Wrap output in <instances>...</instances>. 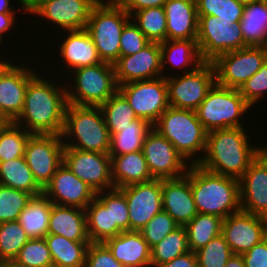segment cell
Returning <instances> with one entry per match:
<instances>
[{
    "mask_svg": "<svg viewBox=\"0 0 267 267\" xmlns=\"http://www.w3.org/2000/svg\"><path fill=\"white\" fill-rule=\"evenodd\" d=\"M63 73L69 78H65ZM61 74L64 77L63 81H67L66 85L68 84V104L100 106L118 91L114 65L107 62L81 67L69 74L64 71Z\"/></svg>",
    "mask_w": 267,
    "mask_h": 267,
    "instance_id": "cell-6",
    "label": "cell"
},
{
    "mask_svg": "<svg viewBox=\"0 0 267 267\" xmlns=\"http://www.w3.org/2000/svg\"><path fill=\"white\" fill-rule=\"evenodd\" d=\"M64 144L56 134H32L25 147L24 158L37 184L44 189L63 163Z\"/></svg>",
    "mask_w": 267,
    "mask_h": 267,
    "instance_id": "cell-13",
    "label": "cell"
},
{
    "mask_svg": "<svg viewBox=\"0 0 267 267\" xmlns=\"http://www.w3.org/2000/svg\"><path fill=\"white\" fill-rule=\"evenodd\" d=\"M9 267H53L45 238L29 239Z\"/></svg>",
    "mask_w": 267,
    "mask_h": 267,
    "instance_id": "cell-42",
    "label": "cell"
},
{
    "mask_svg": "<svg viewBox=\"0 0 267 267\" xmlns=\"http://www.w3.org/2000/svg\"><path fill=\"white\" fill-rule=\"evenodd\" d=\"M53 267H85L86 254L91 241H71L62 235L45 237Z\"/></svg>",
    "mask_w": 267,
    "mask_h": 267,
    "instance_id": "cell-30",
    "label": "cell"
},
{
    "mask_svg": "<svg viewBox=\"0 0 267 267\" xmlns=\"http://www.w3.org/2000/svg\"><path fill=\"white\" fill-rule=\"evenodd\" d=\"M239 91L251 107L264 99L267 95V61L244 83Z\"/></svg>",
    "mask_w": 267,
    "mask_h": 267,
    "instance_id": "cell-48",
    "label": "cell"
},
{
    "mask_svg": "<svg viewBox=\"0 0 267 267\" xmlns=\"http://www.w3.org/2000/svg\"><path fill=\"white\" fill-rule=\"evenodd\" d=\"M122 267H152L151 264L126 265Z\"/></svg>",
    "mask_w": 267,
    "mask_h": 267,
    "instance_id": "cell-62",
    "label": "cell"
},
{
    "mask_svg": "<svg viewBox=\"0 0 267 267\" xmlns=\"http://www.w3.org/2000/svg\"><path fill=\"white\" fill-rule=\"evenodd\" d=\"M87 232L92 243H104L123 231L112 225L111 205H103L96 197L86 207Z\"/></svg>",
    "mask_w": 267,
    "mask_h": 267,
    "instance_id": "cell-34",
    "label": "cell"
},
{
    "mask_svg": "<svg viewBox=\"0 0 267 267\" xmlns=\"http://www.w3.org/2000/svg\"><path fill=\"white\" fill-rule=\"evenodd\" d=\"M190 184L197 212L226 218L241 210L239 179L190 165Z\"/></svg>",
    "mask_w": 267,
    "mask_h": 267,
    "instance_id": "cell-3",
    "label": "cell"
},
{
    "mask_svg": "<svg viewBox=\"0 0 267 267\" xmlns=\"http://www.w3.org/2000/svg\"><path fill=\"white\" fill-rule=\"evenodd\" d=\"M267 61V47L248 46L219 55L212 63L216 83L240 89Z\"/></svg>",
    "mask_w": 267,
    "mask_h": 267,
    "instance_id": "cell-11",
    "label": "cell"
},
{
    "mask_svg": "<svg viewBox=\"0 0 267 267\" xmlns=\"http://www.w3.org/2000/svg\"><path fill=\"white\" fill-rule=\"evenodd\" d=\"M163 7L166 40L197 39L199 18L196 0H167Z\"/></svg>",
    "mask_w": 267,
    "mask_h": 267,
    "instance_id": "cell-25",
    "label": "cell"
},
{
    "mask_svg": "<svg viewBox=\"0 0 267 267\" xmlns=\"http://www.w3.org/2000/svg\"><path fill=\"white\" fill-rule=\"evenodd\" d=\"M152 125L146 120L137 118L130 125L120 128V132L111 136L109 156L124 155L141 151L146 134Z\"/></svg>",
    "mask_w": 267,
    "mask_h": 267,
    "instance_id": "cell-35",
    "label": "cell"
},
{
    "mask_svg": "<svg viewBox=\"0 0 267 267\" xmlns=\"http://www.w3.org/2000/svg\"><path fill=\"white\" fill-rule=\"evenodd\" d=\"M32 197L26 192L0 185V223L17 220Z\"/></svg>",
    "mask_w": 267,
    "mask_h": 267,
    "instance_id": "cell-46",
    "label": "cell"
},
{
    "mask_svg": "<svg viewBox=\"0 0 267 267\" xmlns=\"http://www.w3.org/2000/svg\"><path fill=\"white\" fill-rule=\"evenodd\" d=\"M95 197L103 205H111L112 225H117L123 232L130 231L128 204L125 194L119 188L99 191Z\"/></svg>",
    "mask_w": 267,
    "mask_h": 267,
    "instance_id": "cell-44",
    "label": "cell"
},
{
    "mask_svg": "<svg viewBox=\"0 0 267 267\" xmlns=\"http://www.w3.org/2000/svg\"><path fill=\"white\" fill-rule=\"evenodd\" d=\"M126 197L130 231H140L156 214L163 211L161 179L119 188Z\"/></svg>",
    "mask_w": 267,
    "mask_h": 267,
    "instance_id": "cell-17",
    "label": "cell"
},
{
    "mask_svg": "<svg viewBox=\"0 0 267 267\" xmlns=\"http://www.w3.org/2000/svg\"><path fill=\"white\" fill-rule=\"evenodd\" d=\"M6 55L0 58V79L5 75V73L15 64L14 61L11 63L10 60H6Z\"/></svg>",
    "mask_w": 267,
    "mask_h": 267,
    "instance_id": "cell-59",
    "label": "cell"
},
{
    "mask_svg": "<svg viewBox=\"0 0 267 267\" xmlns=\"http://www.w3.org/2000/svg\"><path fill=\"white\" fill-rule=\"evenodd\" d=\"M252 107L242 97L239 89L215 83L206 98L195 110L198 120L209 132L217 129L245 127L242 117ZM242 116V117H241Z\"/></svg>",
    "mask_w": 267,
    "mask_h": 267,
    "instance_id": "cell-8",
    "label": "cell"
},
{
    "mask_svg": "<svg viewBox=\"0 0 267 267\" xmlns=\"http://www.w3.org/2000/svg\"><path fill=\"white\" fill-rule=\"evenodd\" d=\"M195 253L198 267H225L233 255L230 246L221 234Z\"/></svg>",
    "mask_w": 267,
    "mask_h": 267,
    "instance_id": "cell-45",
    "label": "cell"
},
{
    "mask_svg": "<svg viewBox=\"0 0 267 267\" xmlns=\"http://www.w3.org/2000/svg\"><path fill=\"white\" fill-rule=\"evenodd\" d=\"M85 267H122L104 243H90Z\"/></svg>",
    "mask_w": 267,
    "mask_h": 267,
    "instance_id": "cell-50",
    "label": "cell"
},
{
    "mask_svg": "<svg viewBox=\"0 0 267 267\" xmlns=\"http://www.w3.org/2000/svg\"><path fill=\"white\" fill-rule=\"evenodd\" d=\"M113 65L118 86L162 77L160 43L150 42L133 55L120 56Z\"/></svg>",
    "mask_w": 267,
    "mask_h": 267,
    "instance_id": "cell-18",
    "label": "cell"
},
{
    "mask_svg": "<svg viewBox=\"0 0 267 267\" xmlns=\"http://www.w3.org/2000/svg\"><path fill=\"white\" fill-rule=\"evenodd\" d=\"M61 137L68 148L105 154L110 149V132L99 106L67 104Z\"/></svg>",
    "mask_w": 267,
    "mask_h": 267,
    "instance_id": "cell-5",
    "label": "cell"
},
{
    "mask_svg": "<svg viewBox=\"0 0 267 267\" xmlns=\"http://www.w3.org/2000/svg\"><path fill=\"white\" fill-rule=\"evenodd\" d=\"M197 45L200 57L213 62L219 55L244 48L240 22L220 20V17L198 16Z\"/></svg>",
    "mask_w": 267,
    "mask_h": 267,
    "instance_id": "cell-10",
    "label": "cell"
},
{
    "mask_svg": "<svg viewBox=\"0 0 267 267\" xmlns=\"http://www.w3.org/2000/svg\"><path fill=\"white\" fill-rule=\"evenodd\" d=\"M48 234L62 235L71 241H90L86 211L73 206L52 204Z\"/></svg>",
    "mask_w": 267,
    "mask_h": 267,
    "instance_id": "cell-27",
    "label": "cell"
},
{
    "mask_svg": "<svg viewBox=\"0 0 267 267\" xmlns=\"http://www.w3.org/2000/svg\"><path fill=\"white\" fill-rule=\"evenodd\" d=\"M43 73L41 76L38 72L29 81L23 110L14 123L31 134L61 136L68 104L66 82L63 84L61 80H52L50 72L49 77Z\"/></svg>",
    "mask_w": 267,
    "mask_h": 267,
    "instance_id": "cell-1",
    "label": "cell"
},
{
    "mask_svg": "<svg viewBox=\"0 0 267 267\" xmlns=\"http://www.w3.org/2000/svg\"><path fill=\"white\" fill-rule=\"evenodd\" d=\"M240 27L244 38V48L267 47V0L245 5Z\"/></svg>",
    "mask_w": 267,
    "mask_h": 267,
    "instance_id": "cell-31",
    "label": "cell"
},
{
    "mask_svg": "<svg viewBox=\"0 0 267 267\" xmlns=\"http://www.w3.org/2000/svg\"><path fill=\"white\" fill-rule=\"evenodd\" d=\"M15 17H16V13H0V45L1 46L4 42L3 37L5 36V33H7L8 31L10 32L11 29H12L11 31H13L14 28L12 27H17L15 26L16 24L15 22H17Z\"/></svg>",
    "mask_w": 267,
    "mask_h": 267,
    "instance_id": "cell-54",
    "label": "cell"
},
{
    "mask_svg": "<svg viewBox=\"0 0 267 267\" xmlns=\"http://www.w3.org/2000/svg\"><path fill=\"white\" fill-rule=\"evenodd\" d=\"M0 185L31 194H43L24 157L0 162Z\"/></svg>",
    "mask_w": 267,
    "mask_h": 267,
    "instance_id": "cell-33",
    "label": "cell"
},
{
    "mask_svg": "<svg viewBox=\"0 0 267 267\" xmlns=\"http://www.w3.org/2000/svg\"><path fill=\"white\" fill-rule=\"evenodd\" d=\"M99 107L110 136L120 132V128L130 125L133 120L137 119L128 100L119 90Z\"/></svg>",
    "mask_w": 267,
    "mask_h": 267,
    "instance_id": "cell-37",
    "label": "cell"
},
{
    "mask_svg": "<svg viewBox=\"0 0 267 267\" xmlns=\"http://www.w3.org/2000/svg\"><path fill=\"white\" fill-rule=\"evenodd\" d=\"M165 78L168 88L169 106L196 110L216 83V72L212 62H203L195 70Z\"/></svg>",
    "mask_w": 267,
    "mask_h": 267,
    "instance_id": "cell-9",
    "label": "cell"
},
{
    "mask_svg": "<svg viewBox=\"0 0 267 267\" xmlns=\"http://www.w3.org/2000/svg\"><path fill=\"white\" fill-rule=\"evenodd\" d=\"M239 182L241 210L267 218V169L254 160Z\"/></svg>",
    "mask_w": 267,
    "mask_h": 267,
    "instance_id": "cell-24",
    "label": "cell"
},
{
    "mask_svg": "<svg viewBox=\"0 0 267 267\" xmlns=\"http://www.w3.org/2000/svg\"><path fill=\"white\" fill-rule=\"evenodd\" d=\"M53 202L44 194L34 196L21 211L17 221L30 239L45 238Z\"/></svg>",
    "mask_w": 267,
    "mask_h": 267,
    "instance_id": "cell-32",
    "label": "cell"
},
{
    "mask_svg": "<svg viewBox=\"0 0 267 267\" xmlns=\"http://www.w3.org/2000/svg\"><path fill=\"white\" fill-rule=\"evenodd\" d=\"M43 194L54 204L85 210L95 198L96 192L62 163L44 187Z\"/></svg>",
    "mask_w": 267,
    "mask_h": 267,
    "instance_id": "cell-19",
    "label": "cell"
},
{
    "mask_svg": "<svg viewBox=\"0 0 267 267\" xmlns=\"http://www.w3.org/2000/svg\"><path fill=\"white\" fill-rule=\"evenodd\" d=\"M223 220L216 215L198 213L185 225L189 250L196 252L213 238L219 236Z\"/></svg>",
    "mask_w": 267,
    "mask_h": 267,
    "instance_id": "cell-36",
    "label": "cell"
},
{
    "mask_svg": "<svg viewBox=\"0 0 267 267\" xmlns=\"http://www.w3.org/2000/svg\"><path fill=\"white\" fill-rule=\"evenodd\" d=\"M160 49L162 77L164 78L170 76L167 74L171 68L172 71L180 69L183 74L195 70L204 62L200 57L197 39L166 40L160 43Z\"/></svg>",
    "mask_w": 267,
    "mask_h": 267,
    "instance_id": "cell-26",
    "label": "cell"
},
{
    "mask_svg": "<svg viewBox=\"0 0 267 267\" xmlns=\"http://www.w3.org/2000/svg\"><path fill=\"white\" fill-rule=\"evenodd\" d=\"M190 251L185 226H179L151 248V266L158 267Z\"/></svg>",
    "mask_w": 267,
    "mask_h": 267,
    "instance_id": "cell-38",
    "label": "cell"
},
{
    "mask_svg": "<svg viewBox=\"0 0 267 267\" xmlns=\"http://www.w3.org/2000/svg\"><path fill=\"white\" fill-rule=\"evenodd\" d=\"M255 160L260 163L264 168L267 169V145H266V140L265 144L263 146H259L256 144L255 145Z\"/></svg>",
    "mask_w": 267,
    "mask_h": 267,
    "instance_id": "cell-56",
    "label": "cell"
},
{
    "mask_svg": "<svg viewBox=\"0 0 267 267\" xmlns=\"http://www.w3.org/2000/svg\"><path fill=\"white\" fill-rule=\"evenodd\" d=\"M152 128L165 137L190 165H197L203 158L207 131L195 110L169 106Z\"/></svg>",
    "mask_w": 267,
    "mask_h": 267,
    "instance_id": "cell-4",
    "label": "cell"
},
{
    "mask_svg": "<svg viewBox=\"0 0 267 267\" xmlns=\"http://www.w3.org/2000/svg\"><path fill=\"white\" fill-rule=\"evenodd\" d=\"M29 239L17 220L0 223V265L10 264Z\"/></svg>",
    "mask_w": 267,
    "mask_h": 267,
    "instance_id": "cell-40",
    "label": "cell"
},
{
    "mask_svg": "<svg viewBox=\"0 0 267 267\" xmlns=\"http://www.w3.org/2000/svg\"><path fill=\"white\" fill-rule=\"evenodd\" d=\"M0 79V108L14 122L21 114L29 81L38 73L34 66L18 62ZM33 67V68H32ZM36 70V72H35Z\"/></svg>",
    "mask_w": 267,
    "mask_h": 267,
    "instance_id": "cell-21",
    "label": "cell"
},
{
    "mask_svg": "<svg viewBox=\"0 0 267 267\" xmlns=\"http://www.w3.org/2000/svg\"><path fill=\"white\" fill-rule=\"evenodd\" d=\"M245 127L207 132L206 150L198 165L215 174L240 179L255 160V144Z\"/></svg>",
    "mask_w": 267,
    "mask_h": 267,
    "instance_id": "cell-2",
    "label": "cell"
},
{
    "mask_svg": "<svg viewBox=\"0 0 267 267\" xmlns=\"http://www.w3.org/2000/svg\"><path fill=\"white\" fill-rule=\"evenodd\" d=\"M104 244L122 265L151 264V248L140 231H125Z\"/></svg>",
    "mask_w": 267,
    "mask_h": 267,
    "instance_id": "cell-28",
    "label": "cell"
},
{
    "mask_svg": "<svg viewBox=\"0 0 267 267\" xmlns=\"http://www.w3.org/2000/svg\"><path fill=\"white\" fill-rule=\"evenodd\" d=\"M45 1L48 0H21V7L20 11H23L22 13H28V15L32 14L40 5H42Z\"/></svg>",
    "mask_w": 267,
    "mask_h": 267,
    "instance_id": "cell-55",
    "label": "cell"
},
{
    "mask_svg": "<svg viewBox=\"0 0 267 267\" xmlns=\"http://www.w3.org/2000/svg\"><path fill=\"white\" fill-rule=\"evenodd\" d=\"M131 16L117 2H98L92 9L86 30L102 62L114 64L120 57V37Z\"/></svg>",
    "mask_w": 267,
    "mask_h": 267,
    "instance_id": "cell-7",
    "label": "cell"
},
{
    "mask_svg": "<svg viewBox=\"0 0 267 267\" xmlns=\"http://www.w3.org/2000/svg\"><path fill=\"white\" fill-rule=\"evenodd\" d=\"M32 134L11 122L0 128V162L24 157L26 143Z\"/></svg>",
    "mask_w": 267,
    "mask_h": 267,
    "instance_id": "cell-41",
    "label": "cell"
},
{
    "mask_svg": "<svg viewBox=\"0 0 267 267\" xmlns=\"http://www.w3.org/2000/svg\"><path fill=\"white\" fill-rule=\"evenodd\" d=\"M150 41L131 19L120 37V56L133 55L142 50Z\"/></svg>",
    "mask_w": 267,
    "mask_h": 267,
    "instance_id": "cell-49",
    "label": "cell"
},
{
    "mask_svg": "<svg viewBox=\"0 0 267 267\" xmlns=\"http://www.w3.org/2000/svg\"><path fill=\"white\" fill-rule=\"evenodd\" d=\"M241 256L245 267H267V237Z\"/></svg>",
    "mask_w": 267,
    "mask_h": 267,
    "instance_id": "cell-51",
    "label": "cell"
},
{
    "mask_svg": "<svg viewBox=\"0 0 267 267\" xmlns=\"http://www.w3.org/2000/svg\"><path fill=\"white\" fill-rule=\"evenodd\" d=\"M163 211L180 226H185L197 214L190 184V167L177 179H161Z\"/></svg>",
    "mask_w": 267,
    "mask_h": 267,
    "instance_id": "cell-23",
    "label": "cell"
},
{
    "mask_svg": "<svg viewBox=\"0 0 267 267\" xmlns=\"http://www.w3.org/2000/svg\"><path fill=\"white\" fill-rule=\"evenodd\" d=\"M237 2L241 3L242 5H248L250 3H253V2H256V1H259V0H236Z\"/></svg>",
    "mask_w": 267,
    "mask_h": 267,
    "instance_id": "cell-61",
    "label": "cell"
},
{
    "mask_svg": "<svg viewBox=\"0 0 267 267\" xmlns=\"http://www.w3.org/2000/svg\"><path fill=\"white\" fill-rule=\"evenodd\" d=\"M12 0H0V13H17L19 10L15 9V7L10 2ZM19 4H21V0H18Z\"/></svg>",
    "mask_w": 267,
    "mask_h": 267,
    "instance_id": "cell-57",
    "label": "cell"
},
{
    "mask_svg": "<svg viewBox=\"0 0 267 267\" xmlns=\"http://www.w3.org/2000/svg\"><path fill=\"white\" fill-rule=\"evenodd\" d=\"M167 0H117L116 2L131 16L135 11L164 6Z\"/></svg>",
    "mask_w": 267,
    "mask_h": 267,
    "instance_id": "cell-52",
    "label": "cell"
},
{
    "mask_svg": "<svg viewBox=\"0 0 267 267\" xmlns=\"http://www.w3.org/2000/svg\"><path fill=\"white\" fill-rule=\"evenodd\" d=\"M97 2H116L117 0H96Z\"/></svg>",
    "mask_w": 267,
    "mask_h": 267,
    "instance_id": "cell-63",
    "label": "cell"
},
{
    "mask_svg": "<svg viewBox=\"0 0 267 267\" xmlns=\"http://www.w3.org/2000/svg\"><path fill=\"white\" fill-rule=\"evenodd\" d=\"M221 235L233 254L242 255L267 237V218L240 210L224 218Z\"/></svg>",
    "mask_w": 267,
    "mask_h": 267,
    "instance_id": "cell-16",
    "label": "cell"
},
{
    "mask_svg": "<svg viewBox=\"0 0 267 267\" xmlns=\"http://www.w3.org/2000/svg\"><path fill=\"white\" fill-rule=\"evenodd\" d=\"M131 19L150 42L166 41V14L163 6L135 11Z\"/></svg>",
    "mask_w": 267,
    "mask_h": 267,
    "instance_id": "cell-39",
    "label": "cell"
},
{
    "mask_svg": "<svg viewBox=\"0 0 267 267\" xmlns=\"http://www.w3.org/2000/svg\"><path fill=\"white\" fill-rule=\"evenodd\" d=\"M142 152L154 179H177L186 175L190 164L155 129L145 136Z\"/></svg>",
    "mask_w": 267,
    "mask_h": 267,
    "instance_id": "cell-14",
    "label": "cell"
},
{
    "mask_svg": "<svg viewBox=\"0 0 267 267\" xmlns=\"http://www.w3.org/2000/svg\"><path fill=\"white\" fill-rule=\"evenodd\" d=\"M225 267H245L243 257L241 255L233 254L226 263Z\"/></svg>",
    "mask_w": 267,
    "mask_h": 267,
    "instance_id": "cell-58",
    "label": "cell"
},
{
    "mask_svg": "<svg viewBox=\"0 0 267 267\" xmlns=\"http://www.w3.org/2000/svg\"><path fill=\"white\" fill-rule=\"evenodd\" d=\"M96 0H48L32 14L44 18L63 31L86 29ZM58 27V28H57Z\"/></svg>",
    "mask_w": 267,
    "mask_h": 267,
    "instance_id": "cell-20",
    "label": "cell"
},
{
    "mask_svg": "<svg viewBox=\"0 0 267 267\" xmlns=\"http://www.w3.org/2000/svg\"><path fill=\"white\" fill-rule=\"evenodd\" d=\"M110 157L114 188H123L154 179L149 172L142 150Z\"/></svg>",
    "mask_w": 267,
    "mask_h": 267,
    "instance_id": "cell-29",
    "label": "cell"
},
{
    "mask_svg": "<svg viewBox=\"0 0 267 267\" xmlns=\"http://www.w3.org/2000/svg\"><path fill=\"white\" fill-rule=\"evenodd\" d=\"M198 16L213 15L220 20L240 22L244 5L236 0H196Z\"/></svg>",
    "mask_w": 267,
    "mask_h": 267,
    "instance_id": "cell-43",
    "label": "cell"
},
{
    "mask_svg": "<svg viewBox=\"0 0 267 267\" xmlns=\"http://www.w3.org/2000/svg\"><path fill=\"white\" fill-rule=\"evenodd\" d=\"M180 225L165 211L156 214L141 230L150 248L162 241Z\"/></svg>",
    "mask_w": 267,
    "mask_h": 267,
    "instance_id": "cell-47",
    "label": "cell"
},
{
    "mask_svg": "<svg viewBox=\"0 0 267 267\" xmlns=\"http://www.w3.org/2000/svg\"><path fill=\"white\" fill-rule=\"evenodd\" d=\"M64 33L65 35H63V33L61 35V37L64 36V38H62L61 41L58 40L60 44L58 42L59 48L57 49L59 51L57 53H60V57L57 56L59 59L56 60L59 61L63 59L59 61L62 62V64L60 63L62 67L58 68L59 71L61 69H66V71L70 73L81 67L102 63L93 39L86 29L64 31Z\"/></svg>",
    "mask_w": 267,
    "mask_h": 267,
    "instance_id": "cell-22",
    "label": "cell"
},
{
    "mask_svg": "<svg viewBox=\"0 0 267 267\" xmlns=\"http://www.w3.org/2000/svg\"><path fill=\"white\" fill-rule=\"evenodd\" d=\"M118 90L128 100L137 118L146 120L152 126L169 107L164 77L122 84Z\"/></svg>",
    "mask_w": 267,
    "mask_h": 267,
    "instance_id": "cell-12",
    "label": "cell"
},
{
    "mask_svg": "<svg viewBox=\"0 0 267 267\" xmlns=\"http://www.w3.org/2000/svg\"><path fill=\"white\" fill-rule=\"evenodd\" d=\"M0 122L5 125V124H9L11 123V121L4 115V113L2 112L1 108H0Z\"/></svg>",
    "mask_w": 267,
    "mask_h": 267,
    "instance_id": "cell-60",
    "label": "cell"
},
{
    "mask_svg": "<svg viewBox=\"0 0 267 267\" xmlns=\"http://www.w3.org/2000/svg\"><path fill=\"white\" fill-rule=\"evenodd\" d=\"M0 267H9L8 265H0Z\"/></svg>",
    "mask_w": 267,
    "mask_h": 267,
    "instance_id": "cell-64",
    "label": "cell"
},
{
    "mask_svg": "<svg viewBox=\"0 0 267 267\" xmlns=\"http://www.w3.org/2000/svg\"><path fill=\"white\" fill-rule=\"evenodd\" d=\"M158 267H198L196 253L188 251Z\"/></svg>",
    "mask_w": 267,
    "mask_h": 267,
    "instance_id": "cell-53",
    "label": "cell"
},
{
    "mask_svg": "<svg viewBox=\"0 0 267 267\" xmlns=\"http://www.w3.org/2000/svg\"><path fill=\"white\" fill-rule=\"evenodd\" d=\"M63 163L96 193L114 188L109 154L64 147Z\"/></svg>",
    "mask_w": 267,
    "mask_h": 267,
    "instance_id": "cell-15",
    "label": "cell"
}]
</instances>
